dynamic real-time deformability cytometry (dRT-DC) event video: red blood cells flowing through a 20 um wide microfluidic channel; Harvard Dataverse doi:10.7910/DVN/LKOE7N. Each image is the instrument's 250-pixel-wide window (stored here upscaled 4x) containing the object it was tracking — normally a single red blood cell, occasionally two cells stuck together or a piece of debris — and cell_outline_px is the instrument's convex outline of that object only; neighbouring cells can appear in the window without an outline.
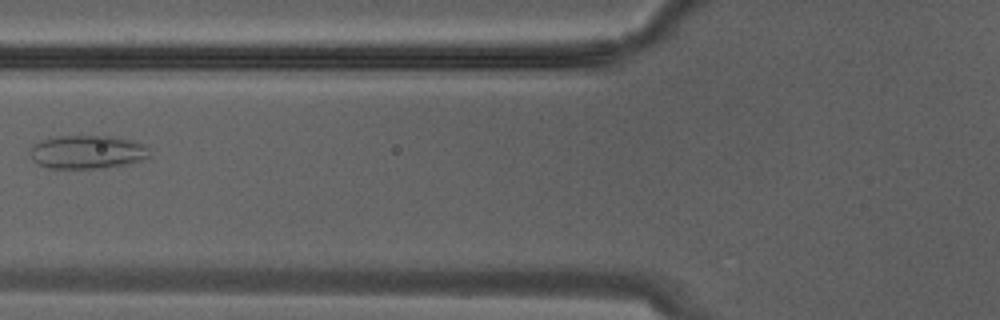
{"species": "Egyptian fruit bat (a non-hibernating species)", "species_latin": "Rousettus aegyptiacus", "temperature_condition": "warm", "stored_images_in_passage": 20, "camera_frame_rate_fps": 3000, "um_per_image_px": 0.085, "animal": {"sex": "male"}, "frame": {"image": 1, "passage_image": 12, "time_ms": 3.667, "image_size_px": [1000, 320], "cell_outline_px": [[152, 156], [128, 164], [104, 168], [48, 168], [32, 160], [28, 152], [32, 144], [40, 140], [56, 136], [104, 136], [128, 140], [140, 144], [148, 148]], "centroid_in_image_um": [7.36, 12.93], "position_along_channel_um": 118.4, "area_um2": 23.29}}
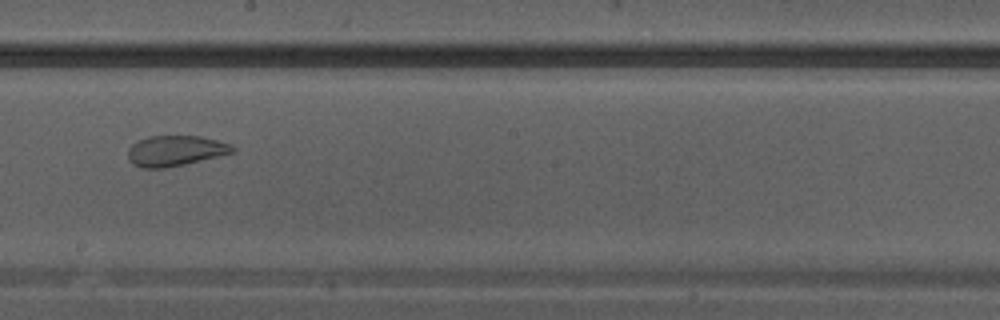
{"frame": {"image": 2, "passage_image": 17, "time_ms": 5.333, "image_size_px": [1000, 320], "cell_outline_px": [[236, 152], [184, 164], [164, 168], [140, 168], [132, 164], [128, 160], [128, 148], [132, 144], [148, 136], [200, 136], [232, 144], [236, 148]], "centroid_in_image_um": [14.9, 12.82], "position_along_channel_um": 233.3, "area_um2": 18.67}}